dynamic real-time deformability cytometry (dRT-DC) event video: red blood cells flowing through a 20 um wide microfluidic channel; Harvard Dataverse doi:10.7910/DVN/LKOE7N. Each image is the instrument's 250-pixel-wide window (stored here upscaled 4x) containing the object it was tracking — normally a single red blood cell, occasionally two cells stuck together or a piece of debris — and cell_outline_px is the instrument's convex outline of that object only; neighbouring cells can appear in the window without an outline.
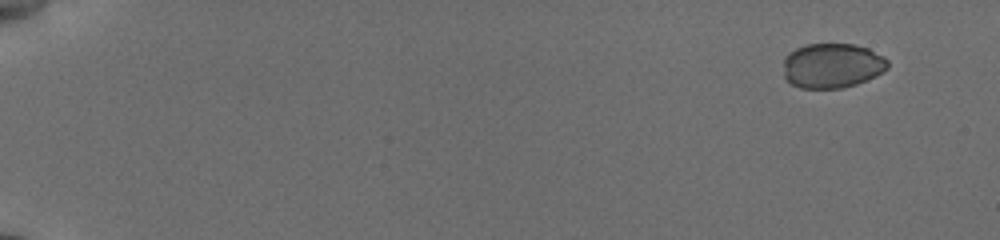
{"species": "common noctule bat (a hibernating species)", "species_latin": "Nyctalus noctula", "temperature_condition": "cold", "stored_images_in_passage": 53, "camera_frame_rate_fps": 3000, "um_per_image_px": 0.085, "animal": {"sex": "female", "body_mass_g": 19.5, "forearm_length_mm": 54.1}, "frame": {"image": 1, "passage_image": 1, "time_ms": 0.0, "image_size_px": [1000, 240], "cell_outline_px": [[888, 68], [876, 76], [856, 84], [840, 88], [800, 88], [792, 84], [784, 76], [784, 60], [788, 52], [796, 48], [808, 44], [852, 44], [868, 48], [884, 56], [888, 60]], "centroid_in_image_um": [70.74, 5.57], "position_along_channel_um": 14.3, "area_um2": 27.28}}
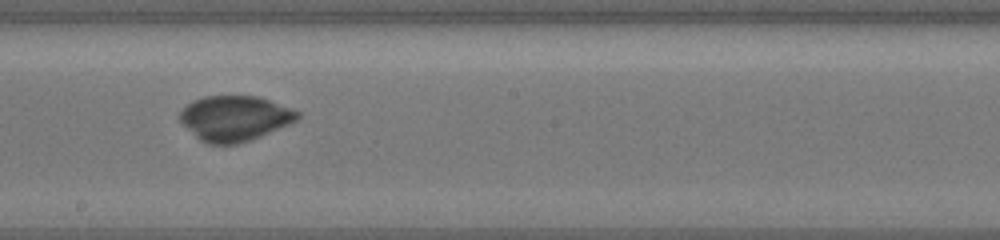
{"frame": {"image": 2, "passage_image": 31, "time_ms": 10.0, "image_size_px": [1000, 240], "cell_outline_px": [[300, 116], [296, 120], [288, 124], [252, 140], [236, 144], [208, 144], [200, 140], [180, 120], [180, 112], [192, 100], [204, 96], [256, 96], [268, 100], [300, 112]], "centroid_in_image_um": [19.94, 10.06], "position_along_channel_um": 228.3, "area_um2": 30.58}}
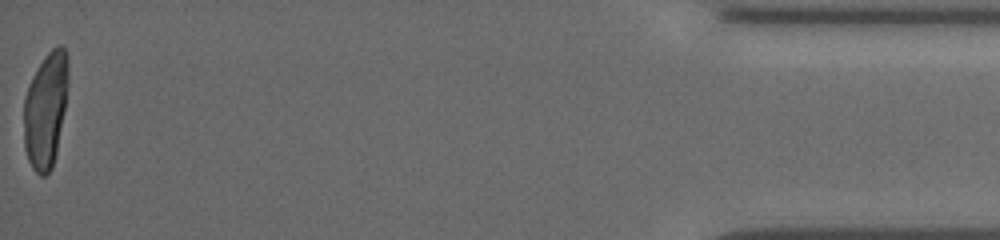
{"frame": {"image": 3, "passage_image": 53, "time_ms": 17.333, "image_size_px": [1000, 240], "cell_outline_px": [[68, 84], [64, 108], [56, 152], [52, 168], [44, 176], [40, 176], [32, 168], [28, 160], [24, 148], [24, 100], [28, 88], [40, 64], [48, 52], [52, 48], [60, 44], [64, 48], [68, 56]], "centroid_in_image_um": [3.88, 9.35], "position_along_channel_um": 431.3, "area_um2": 29.48}, "authors_computed_cell_mechanics": {"area_um2": 29.478, "velocity_mm_per_s": 3.8328, "shape_relaxation_time_tau1_ms": null, "shape_relaxation_time_tau2_ms": 1.521, "deformation_change_tau1": null, "deformation_change_tau2": 0.0421}}